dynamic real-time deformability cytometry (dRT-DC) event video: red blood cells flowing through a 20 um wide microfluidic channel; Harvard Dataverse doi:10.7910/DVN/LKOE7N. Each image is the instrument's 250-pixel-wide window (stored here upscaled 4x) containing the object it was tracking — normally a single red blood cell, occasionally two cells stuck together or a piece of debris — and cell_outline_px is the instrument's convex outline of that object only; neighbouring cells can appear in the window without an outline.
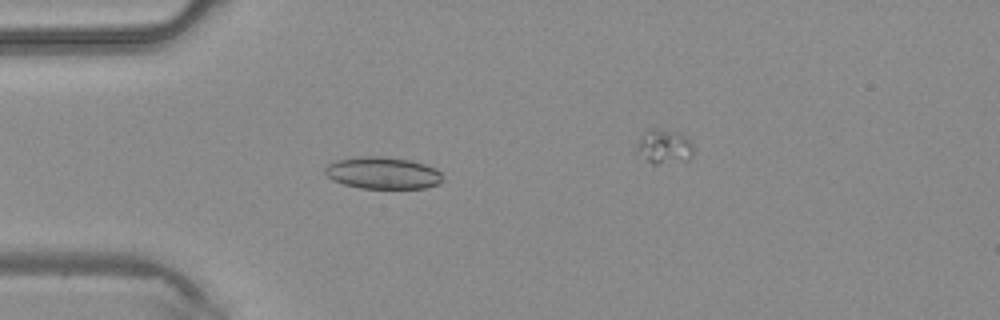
{"species": "common noctule bat (a hibernating species)", "species_latin": "Nyctalus noctula", "temperature_condition": "warm", "stored_images_in_passage": 36, "camera_frame_rate_fps": 3000, "um_per_image_px": 0.085, "animal": {"sex": "male", "body_mass_g": 20.4}, "frame": {"image": 1, "passage_image": 13, "time_ms": 4.0, "image_size_px": [1000, 320], "cell_outline_px": [[444, 180], [440, 184], [424, 188], [360, 188], [344, 184], [332, 180], [324, 172], [324, 168], [328, 164], [336, 160], [364, 156], [380, 156], [412, 160], [436, 168], [440, 172]], "centroid_in_image_um": [32.56, 14.7], "position_along_channel_um": 52.4, "area_um2": 22.02}}
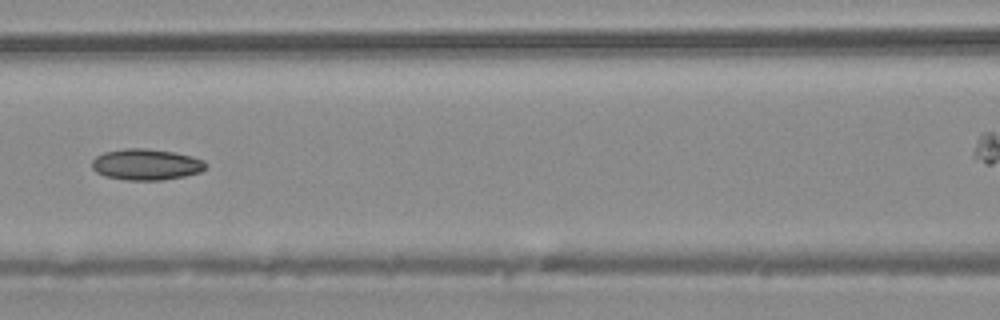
{"frame": {"image": 2, "passage_image": 20, "time_ms": 6.333, "image_size_px": [1000, 320], "cell_outline_px": [[208, 164], [200, 172], [184, 176], [164, 180], [124, 180], [104, 176], [96, 172], [92, 168], [92, 160], [96, 156], [104, 152], [124, 148], [148, 148], [172, 152], [192, 156], [204, 160]], "centroid_in_image_um": [12.41, 13.98], "position_along_channel_um": 154.2, "area_um2": 20.81}}
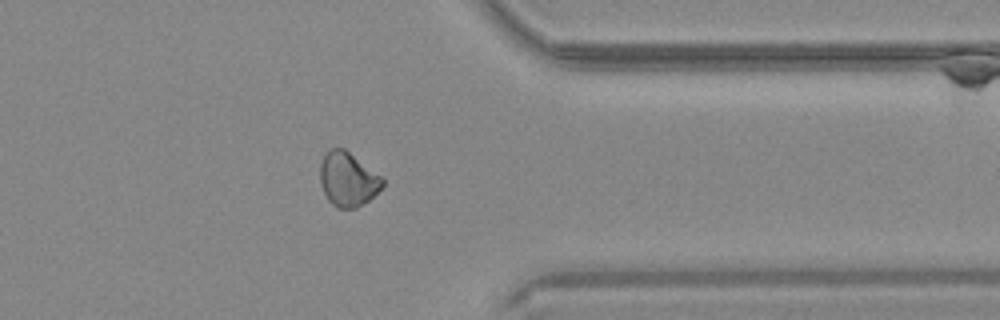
{"frame": {"image": 3, "passage_image": 35, "time_ms": 11.333, "image_size_px": [1000, 320], "cell_outline_px": [[384, 184], [368, 200], [356, 208], [336, 208], [328, 200], [320, 184], [320, 164], [324, 152], [328, 148], [344, 148], [380, 176], [384, 180]], "centroid_in_image_um": [29.51, 15.23], "position_along_channel_um": 381.9, "area_um2": 19.54}}